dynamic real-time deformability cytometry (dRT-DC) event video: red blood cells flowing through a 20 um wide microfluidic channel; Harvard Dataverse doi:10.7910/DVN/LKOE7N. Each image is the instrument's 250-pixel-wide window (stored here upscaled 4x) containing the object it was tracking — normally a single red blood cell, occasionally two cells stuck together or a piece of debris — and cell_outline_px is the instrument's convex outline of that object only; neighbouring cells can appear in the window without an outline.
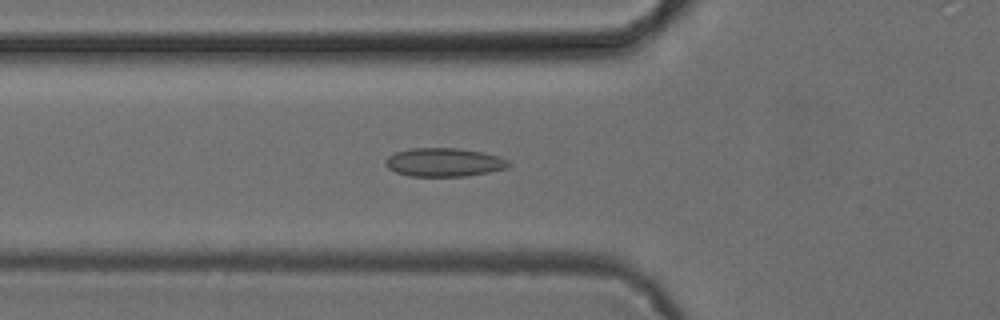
{"species": "common noctule bat (a hibernating species)", "species_latin": "Nyctalus noctula", "temperature_condition": "cold", "stored_images_in_passage": 53, "camera_frame_rate_fps": 3000, "um_per_image_px": 0.085, "animal": {"sex": "female", "body_mass_g": 24.6, "forearm_length_mm": 56.2}, "frame": {"image": 1, "passage_image": 19, "time_ms": 6.0, "image_size_px": [1000, 320], "cell_outline_px": [[512, 164], [508, 168], [488, 172], [464, 176], [408, 176], [396, 172], [388, 168], [384, 164], [384, 160], [388, 156], [396, 152], [408, 148], [460, 148], [484, 152], [500, 156], [508, 160]], "centroid_in_image_um": [37.75, 13.78], "position_along_channel_um": 88.0, "area_um2": 20.75}}
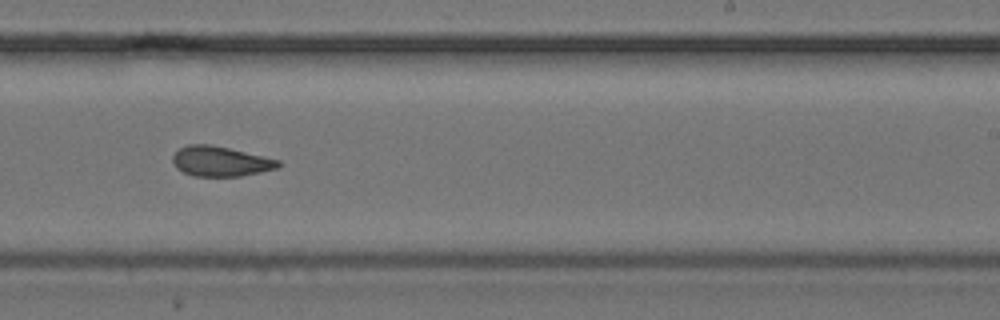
{"frame": {"image": 2, "passage_image": 33, "time_ms": 10.667, "image_size_px": [1000, 320], "cell_outline_px": [[284, 164], [276, 168], [260, 172], [240, 176], [192, 176], [176, 168], [172, 160], [172, 156], [180, 148], [188, 144], [212, 144], [280, 160]], "centroid_in_image_um": [18.74, 13.71], "position_along_channel_um": 270.3, "area_um2": 18.5}}
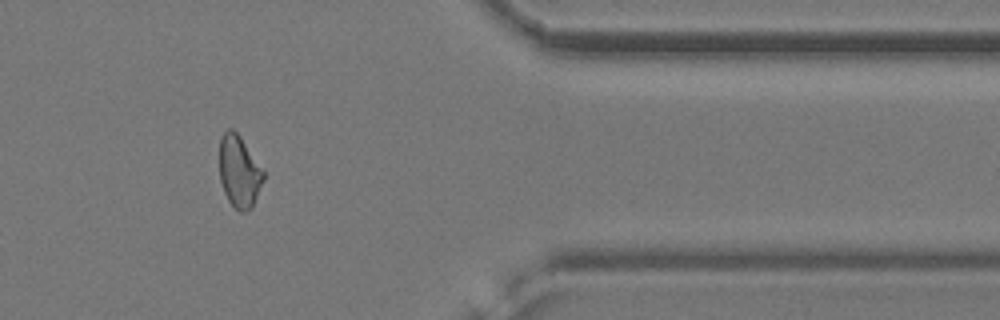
{"frame": {"image": 3, "passage_image": 44, "time_ms": 14.333, "image_size_px": [1000, 320], "cell_outline_px": [[264, 180], [252, 208], [244, 212], [240, 212], [228, 200], [224, 192], [220, 180], [220, 136], [228, 128], [232, 128], [240, 136], [264, 172]], "centroid_in_image_um": [20.33, 14.59], "position_along_channel_um": 391.1, "area_um2": 18.32}}